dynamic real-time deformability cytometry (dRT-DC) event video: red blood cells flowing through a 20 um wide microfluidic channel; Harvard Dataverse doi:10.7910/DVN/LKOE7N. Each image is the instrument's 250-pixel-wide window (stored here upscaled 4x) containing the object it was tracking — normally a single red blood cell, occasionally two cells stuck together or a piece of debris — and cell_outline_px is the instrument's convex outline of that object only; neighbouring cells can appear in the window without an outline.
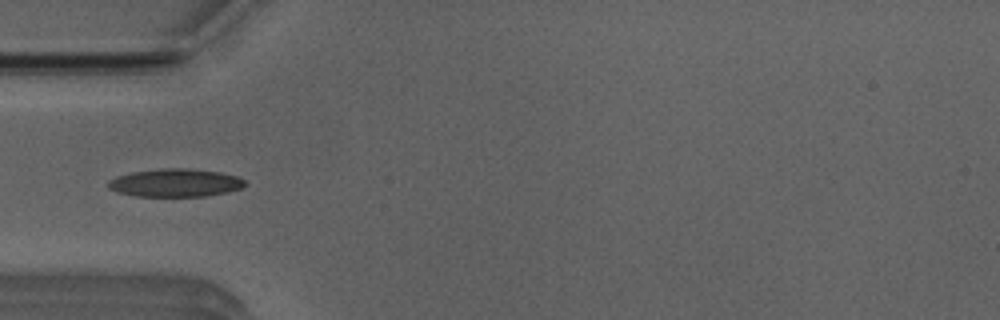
{"species": "Egyptian fruit bat (a non-hibernating species)", "species_latin": "Rousettus aegyptiacus", "temperature_condition": "room temperature", "stored_images_in_passage": 50, "camera_frame_rate_fps": 3000, "um_per_image_px": 0.085, "animal": {"sex": "male"}, "frame": {"image": 1, "passage_image": 15, "time_ms": 4.667, "image_size_px": [1000, 320], "cell_outline_px": [[248, 184], [240, 188], [228, 192], [204, 196], [136, 196], [116, 192], [108, 188], [108, 180], [116, 176], [132, 172], [160, 168], [184, 168], [220, 172], [236, 176], [244, 180]], "centroid_in_image_um": [14.88, 15.54], "position_along_channel_um": 70.1, "area_um2": 22.37}}
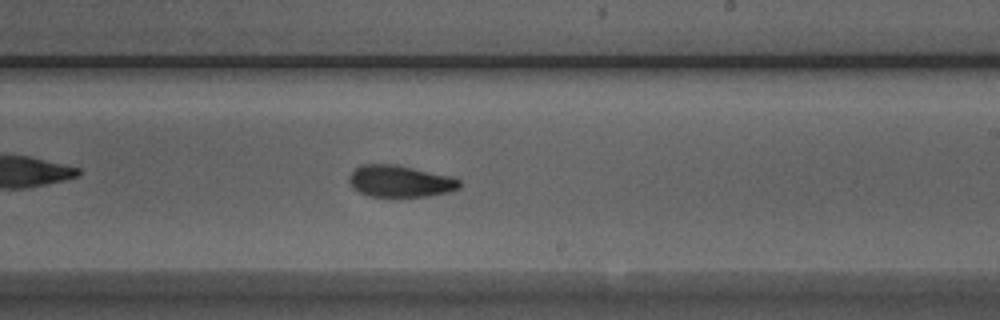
{"frame": {"image": 2, "passage_image": 29, "time_ms": 9.333, "image_size_px": [1000, 320], "cell_outline_px": [[460, 188], [448, 192], [428, 196], [392, 200], [368, 196], [352, 188], [348, 180], [348, 176], [360, 164], [396, 164], [448, 176], [460, 180]], "centroid_in_image_um": [33.95, 15.46], "position_along_channel_um": 255.1, "area_um2": 21.15}}
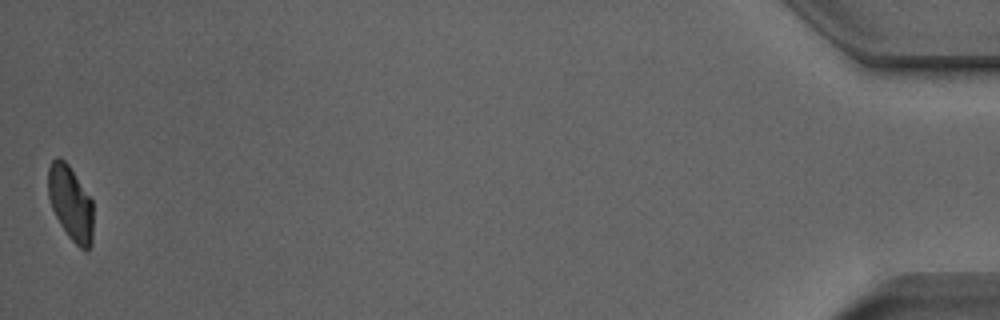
{"frame": {"image": 3, "passage_image": 50, "time_ms": 16.333, "image_size_px": [1000, 320], "cell_outline_px": [[92, 244], [88, 248], [80, 248], [68, 236], [60, 224], [52, 208], [48, 196], [48, 168], [52, 160], [56, 156], [60, 156], [68, 164], [92, 200]], "centroid_in_image_um": [5.98, 17.23], "position_along_channel_um": 429.2, "area_um2": 19.42}, "authors_computed_cell_mechanics": {"area_um2": 20.7213, "velocity_mm_per_s": 3.9483, "shape_relaxation_time_tau1_ms": 4.8849, "shape_relaxation_time_tau2_ms": 2.079, "deformation_change_tau1": 0.1812, "deformation_change_tau2": 0.09}}